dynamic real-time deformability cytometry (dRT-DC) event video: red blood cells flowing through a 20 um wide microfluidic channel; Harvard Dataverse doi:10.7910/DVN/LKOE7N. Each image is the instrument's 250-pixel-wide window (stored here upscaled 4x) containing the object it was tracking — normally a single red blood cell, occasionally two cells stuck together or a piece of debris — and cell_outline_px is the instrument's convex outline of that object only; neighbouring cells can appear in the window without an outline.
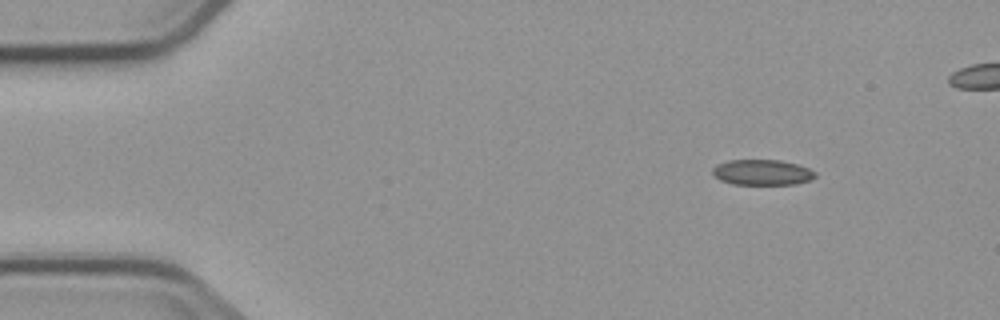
{"species": "common noctule bat (a hibernating species)", "species_latin": "Nyctalus noctula", "temperature_condition": "cold", "stored_images_in_passage": 4, "camera_frame_rate_fps": 3000, "um_per_image_px": 0.085, "animal": {"sex": "male", "body_mass_g": 23.1, "forearm_length_mm": 52.7}, "frame": {"image": 1, "passage_image": 1, "time_ms": 0.0, "image_size_px": [1000, 320], "cell_outline_px": [[816, 176], [812, 180], [796, 184], [732, 184], [720, 180], [712, 172], [712, 168], [716, 164], [728, 160], [780, 160], [796, 164], [808, 168], [816, 172]], "centroid_in_image_um": [64.79, 14.65], "position_along_channel_um": 20.2, "area_um2": 15.32}}
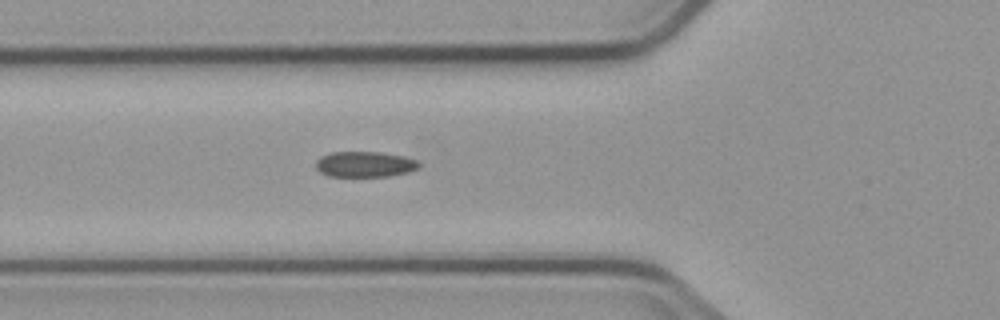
{"frame": {"image": 2, "passage_image": 4, "time_ms": 4.333, "image_size_px": [1000, 320], "cell_outline_px": [[420, 164], [416, 168], [408, 172], [388, 176], [328, 176], [320, 172], [316, 168], [316, 160], [320, 156], [332, 152], [380, 152], [404, 156], [416, 160]], "centroid_in_image_um": [30.97, 13.96], "position_along_channel_um": 94.8, "area_um2": 15.32}}